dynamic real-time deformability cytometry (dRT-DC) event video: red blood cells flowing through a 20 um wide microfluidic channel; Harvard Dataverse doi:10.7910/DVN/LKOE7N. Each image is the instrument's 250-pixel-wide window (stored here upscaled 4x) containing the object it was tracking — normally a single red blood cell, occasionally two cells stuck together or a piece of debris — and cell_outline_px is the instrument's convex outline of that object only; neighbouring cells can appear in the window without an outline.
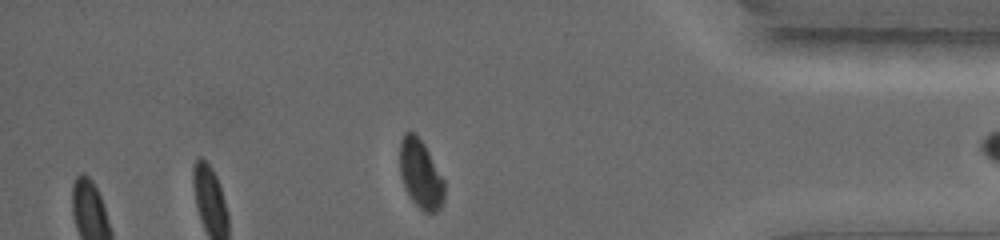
{"species": "common noctule bat (a hibernating species)", "species_latin": "Nyctalus noctula", "temperature_condition": "warm", "stored_images_in_passage": 36, "camera_frame_rate_fps": 5000, "um_per_image_px": 0.085, "animal": {"sex": "female", "body_mass_g": 19.0, "forearm_length_mm": 56.7}, "frame": {"image": 1, "passage_image": 34, "time_ms": 9.4, "image_size_px": [1000, 240], "cell_outline_px": [[444, 200], [440, 208], [436, 212], [424, 212], [412, 200], [400, 176], [400, 140], [404, 132], [416, 132], [424, 144], [444, 180]], "centroid_in_image_um": [35.75, 14.77], "position_along_channel_um": 399.5, "area_um2": 17.74}}